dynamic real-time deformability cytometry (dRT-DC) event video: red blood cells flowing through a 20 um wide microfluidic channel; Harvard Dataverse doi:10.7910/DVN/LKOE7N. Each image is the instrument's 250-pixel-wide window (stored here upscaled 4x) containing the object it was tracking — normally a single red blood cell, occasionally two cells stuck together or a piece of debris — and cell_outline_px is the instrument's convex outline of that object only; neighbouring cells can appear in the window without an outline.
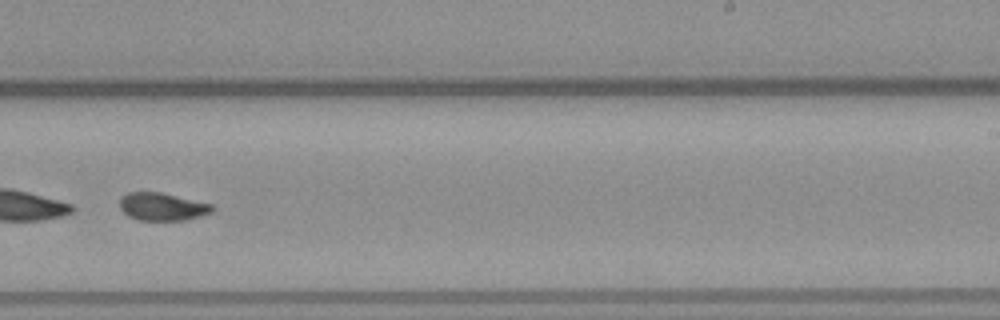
{"species": "common noctule bat (a hibernating species)", "species_latin": "Nyctalus noctula", "temperature_condition": "warm", "stored_images_in_passage": 40, "camera_frame_rate_fps": 3000, "um_per_image_px": 0.085, "animal": {"sex": "male", "body_mass_g": 23.1, "forearm_length_mm": 52.7}, "frame": {"image": 1, "passage_image": 23, "time_ms": 7.333, "image_size_px": [1000, 320], "cell_outline_px": [[216, 208], [212, 212], [200, 216], [184, 220], [140, 220], [128, 216], [120, 208], [120, 196], [128, 192], [160, 192], [212, 204]], "centroid_in_image_um": [13.79, 17.56], "position_along_channel_um": 275.2, "area_um2": 14.97}, "authors_computed_cell_mechanics": {"area_um2": 16.0395, "velocity_mm_per_s": 3.7823, "shape_relaxation_time_tau1_ms": 6.4268, "shape_relaxation_time_tau2_ms": 1.9029, "deformation_change_tau1": 0.1638, "deformation_change_tau2": 0.0567}}